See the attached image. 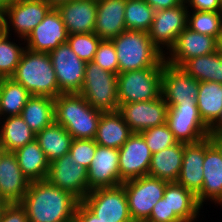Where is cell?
Masks as SVG:
<instances>
[{
	"mask_svg": "<svg viewBox=\"0 0 222 222\" xmlns=\"http://www.w3.org/2000/svg\"><path fill=\"white\" fill-rule=\"evenodd\" d=\"M7 204H8V203H7L5 200H3V199L0 198V218H1V215H2V212H3L4 208H5V206H6Z\"/></svg>",
	"mask_w": 222,
	"mask_h": 222,
	"instance_id": "cell-53",
	"label": "cell"
},
{
	"mask_svg": "<svg viewBox=\"0 0 222 222\" xmlns=\"http://www.w3.org/2000/svg\"><path fill=\"white\" fill-rule=\"evenodd\" d=\"M5 152H6V151H5L4 147L2 146V144H1V142H0V160H1V158H2V156H3V154H4Z\"/></svg>",
	"mask_w": 222,
	"mask_h": 222,
	"instance_id": "cell-54",
	"label": "cell"
},
{
	"mask_svg": "<svg viewBox=\"0 0 222 222\" xmlns=\"http://www.w3.org/2000/svg\"><path fill=\"white\" fill-rule=\"evenodd\" d=\"M181 68L199 82L212 81L222 84V55L218 50L187 60Z\"/></svg>",
	"mask_w": 222,
	"mask_h": 222,
	"instance_id": "cell-33",
	"label": "cell"
},
{
	"mask_svg": "<svg viewBox=\"0 0 222 222\" xmlns=\"http://www.w3.org/2000/svg\"><path fill=\"white\" fill-rule=\"evenodd\" d=\"M141 134L152 154L178 143L166 123L146 129Z\"/></svg>",
	"mask_w": 222,
	"mask_h": 222,
	"instance_id": "cell-39",
	"label": "cell"
},
{
	"mask_svg": "<svg viewBox=\"0 0 222 222\" xmlns=\"http://www.w3.org/2000/svg\"><path fill=\"white\" fill-rule=\"evenodd\" d=\"M203 176V187L196 195L198 204L203 207L210 200L222 206V157L213 145L205 151Z\"/></svg>",
	"mask_w": 222,
	"mask_h": 222,
	"instance_id": "cell-23",
	"label": "cell"
},
{
	"mask_svg": "<svg viewBox=\"0 0 222 222\" xmlns=\"http://www.w3.org/2000/svg\"><path fill=\"white\" fill-rule=\"evenodd\" d=\"M217 50L222 55V33L219 36L218 43H217Z\"/></svg>",
	"mask_w": 222,
	"mask_h": 222,
	"instance_id": "cell-52",
	"label": "cell"
},
{
	"mask_svg": "<svg viewBox=\"0 0 222 222\" xmlns=\"http://www.w3.org/2000/svg\"><path fill=\"white\" fill-rule=\"evenodd\" d=\"M146 222H183L174 211H170L167 200L163 197L153 207Z\"/></svg>",
	"mask_w": 222,
	"mask_h": 222,
	"instance_id": "cell-42",
	"label": "cell"
},
{
	"mask_svg": "<svg viewBox=\"0 0 222 222\" xmlns=\"http://www.w3.org/2000/svg\"><path fill=\"white\" fill-rule=\"evenodd\" d=\"M166 124L179 143H196L209 136L197 103H167Z\"/></svg>",
	"mask_w": 222,
	"mask_h": 222,
	"instance_id": "cell-8",
	"label": "cell"
},
{
	"mask_svg": "<svg viewBox=\"0 0 222 222\" xmlns=\"http://www.w3.org/2000/svg\"><path fill=\"white\" fill-rule=\"evenodd\" d=\"M131 134L132 131L118 110L102 112L94 141L101 146L119 149Z\"/></svg>",
	"mask_w": 222,
	"mask_h": 222,
	"instance_id": "cell-25",
	"label": "cell"
},
{
	"mask_svg": "<svg viewBox=\"0 0 222 222\" xmlns=\"http://www.w3.org/2000/svg\"><path fill=\"white\" fill-rule=\"evenodd\" d=\"M49 5H51L53 8H56L61 3H65L69 0H45Z\"/></svg>",
	"mask_w": 222,
	"mask_h": 222,
	"instance_id": "cell-50",
	"label": "cell"
},
{
	"mask_svg": "<svg viewBox=\"0 0 222 222\" xmlns=\"http://www.w3.org/2000/svg\"><path fill=\"white\" fill-rule=\"evenodd\" d=\"M126 0H98L94 33L102 40H111L126 30Z\"/></svg>",
	"mask_w": 222,
	"mask_h": 222,
	"instance_id": "cell-24",
	"label": "cell"
},
{
	"mask_svg": "<svg viewBox=\"0 0 222 222\" xmlns=\"http://www.w3.org/2000/svg\"><path fill=\"white\" fill-rule=\"evenodd\" d=\"M74 221L75 222H102L81 201L77 205Z\"/></svg>",
	"mask_w": 222,
	"mask_h": 222,
	"instance_id": "cell-45",
	"label": "cell"
},
{
	"mask_svg": "<svg viewBox=\"0 0 222 222\" xmlns=\"http://www.w3.org/2000/svg\"><path fill=\"white\" fill-rule=\"evenodd\" d=\"M20 116L35 134L39 133L55 122L54 98L31 95Z\"/></svg>",
	"mask_w": 222,
	"mask_h": 222,
	"instance_id": "cell-29",
	"label": "cell"
},
{
	"mask_svg": "<svg viewBox=\"0 0 222 222\" xmlns=\"http://www.w3.org/2000/svg\"><path fill=\"white\" fill-rule=\"evenodd\" d=\"M55 123L73 139H94L102 112L88 104L79 93H61L54 99Z\"/></svg>",
	"mask_w": 222,
	"mask_h": 222,
	"instance_id": "cell-2",
	"label": "cell"
},
{
	"mask_svg": "<svg viewBox=\"0 0 222 222\" xmlns=\"http://www.w3.org/2000/svg\"><path fill=\"white\" fill-rule=\"evenodd\" d=\"M152 153L141 133H132L119 148L120 185L148 175Z\"/></svg>",
	"mask_w": 222,
	"mask_h": 222,
	"instance_id": "cell-14",
	"label": "cell"
},
{
	"mask_svg": "<svg viewBox=\"0 0 222 222\" xmlns=\"http://www.w3.org/2000/svg\"><path fill=\"white\" fill-rule=\"evenodd\" d=\"M68 33L62 17L56 8H52L24 39L26 48L35 52L49 53L63 43H66Z\"/></svg>",
	"mask_w": 222,
	"mask_h": 222,
	"instance_id": "cell-17",
	"label": "cell"
},
{
	"mask_svg": "<svg viewBox=\"0 0 222 222\" xmlns=\"http://www.w3.org/2000/svg\"><path fill=\"white\" fill-rule=\"evenodd\" d=\"M168 105L162 96L151 101L121 104L118 111L132 133H141L146 129L166 123Z\"/></svg>",
	"mask_w": 222,
	"mask_h": 222,
	"instance_id": "cell-15",
	"label": "cell"
},
{
	"mask_svg": "<svg viewBox=\"0 0 222 222\" xmlns=\"http://www.w3.org/2000/svg\"><path fill=\"white\" fill-rule=\"evenodd\" d=\"M93 62L104 70L118 74L116 49L111 40L100 41Z\"/></svg>",
	"mask_w": 222,
	"mask_h": 222,
	"instance_id": "cell-40",
	"label": "cell"
},
{
	"mask_svg": "<svg viewBox=\"0 0 222 222\" xmlns=\"http://www.w3.org/2000/svg\"><path fill=\"white\" fill-rule=\"evenodd\" d=\"M184 2L188 11H221L220 0H184Z\"/></svg>",
	"mask_w": 222,
	"mask_h": 222,
	"instance_id": "cell-44",
	"label": "cell"
},
{
	"mask_svg": "<svg viewBox=\"0 0 222 222\" xmlns=\"http://www.w3.org/2000/svg\"><path fill=\"white\" fill-rule=\"evenodd\" d=\"M53 7L45 0H14L2 13L6 34L23 41Z\"/></svg>",
	"mask_w": 222,
	"mask_h": 222,
	"instance_id": "cell-10",
	"label": "cell"
},
{
	"mask_svg": "<svg viewBox=\"0 0 222 222\" xmlns=\"http://www.w3.org/2000/svg\"><path fill=\"white\" fill-rule=\"evenodd\" d=\"M97 145L94 139H73L69 154L71 157H74L77 164L79 163L88 169L93 160Z\"/></svg>",
	"mask_w": 222,
	"mask_h": 222,
	"instance_id": "cell-41",
	"label": "cell"
},
{
	"mask_svg": "<svg viewBox=\"0 0 222 222\" xmlns=\"http://www.w3.org/2000/svg\"><path fill=\"white\" fill-rule=\"evenodd\" d=\"M111 41L116 49L118 73L163 67L164 54L153 44L148 32L125 30Z\"/></svg>",
	"mask_w": 222,
	"mask_h": 222,
	"instance_id": "cell-3",
	"label": "cell"
},
{
	"mask_svg": "<svg viewBox=\"0 0 222 222\" xmlns=\"http://www.w3.org/2000/svg\"><path fill=\"white\" fill-rule=\"evenodd\" d=\"M101 40L95 33H75L68 35L67 42L81 60L91 62Z\"/></svg>",
	"mask_w": 222,
	"mask_h": 222,
	"instance_id": "cell-38",
	"label": "cell"
},
{
	"mask_svg": "<svg viewBox=\"0 0 222 222\" xmlns=\"http://www.w3.org/2000/svg\"><path fill=\"white\" fill-rule=\"evenodd\" d=\"M169 182L145 175L122 183L132 221L146 222Z\"/></svg>",
	"mask_w": 222,
	"mask_h": 222,
	"instance_id": "cell-7",
	"label": "cell"
},
{
	"mask_svg": "<svg viewBox=\"0 0 222 222\" xmlns=\"http://www.w3.org/2000/svg\"><path fill=\"white\" fill-rule=\"evenodd\" d=\"M199 81L181 67L164 62L161 77V96L166 103H197Z\"/></svg>",
	"mask_w": 222,
	"mask_h": 222,
	"instance_id": "cell-18",
	"label": "cell"
},
{
	"mask_svg": "<svg viewBox=\"0 0 222 222\" xmlns=\"http://www.w3.org/2000/svg\"><path fill=\"white\" fill-rule=\"evenodd\" d=\"M196 99L200 117L210 127L222 111V84L212 81L199 82Z\"/></svg>",
	"mask_w": 222,
	"mask_h": 222,
	"instance_id": "cell-32",
	"label": "cell"
},
{
	"mask_svg": "<svg viewBox=\"0 0 222 222\" xmlns=\"http://www.w3.org/2000/svg\"><path fill=\"white\" fill-rule=\"evenodd\" d=\"M30 181L23 175L13 152H5L0 160V198L7 203H20Z\"/></svg>",
	"mask_w": 222,
	"mask_h": 222,
	"instance_id": "cell-22",
	"label": "cell"
},
{
	"mask_svg": "<svg viewBox=\"0 0 222 222\" xmlns=\"http://www.w3.org/2000/svg\"><path fill=\"white\" fill-rule=\"evenodd\" d=\"M68 35L75 33H94L97 15V1L69 0L56 7Z\"/></svg>",
	"mask_w": 222,
	"mask_h": 222,
	"instance_id": "cell-21",
	"label": "cell"
},
{
	"mask_svg": "<svg viewBox=\"0 0 222 222\" xmlns=\"http://www.w3.org/2000/svg\"><path fill=\"white\" fill-rule=\"evenodd\" d=\"M11 36L4 34L0 38V77L11 78L20 62V58L25 46L22 47L15 42H11Z\"/></svg>",
	"mask_w": 222,
	"mask_h": 222,
	"instance_id": "cell-37",
	"label": "cell"
},
{
	"mask_svg": "<svg viewBox=\"0 0 222 222\" xmlns=\"http://www.w3.org/2000/svg\"><path fill=\"white\" fill-rule=\"evenodd\" d=\"M210 133L222 134V111L218 119L209 127Z\"/></svg>",
	"mask_w": 222,
	"mask_h": 222,
	"instance_id": "cell-48",
	"label": "cell"
},
{
	"mask_svg": "<svg viewBox=\"0 0 222 222\" xmlns=\"http://www.w3.org/2000/svg\"><path fill=\"white\" fill-rule=\"evenodd\" d=\"M117 75L102 69L93 61L87 62L79 94L93 108L101 112H115L119 109Z\"/></svg>",
	"mask_w": 222,
	"mask_h": 222,
	"instance_id": "cell-5",
	"label": "cell"
},
{
	"mask_svg": "<svg viewBox=\"0 0 222 222\" xmlns=\"http://www.w3.org/2000/svg\"><path fill=\"white\" fill-rule=\"evenodd\" d=\"M220 4H221V12H222V0H220Z\"/></svg>",
	"mask_w": 222,
	"mask_h": 222,
	"instance_id": "cell-55",
	"label": "cell"
},
{
	"mask_svg": "<svg viewBox=\"0 0 222 222\" xmlns=\"http://www.w3.org/2000/svg\"><path fill=\"white\" fill-rule=\"evenodd\" d=\"M31 94L12 78L0 81V114L2 118L21 114Z\"/></svg>",
	"mask_w": 222,
	"mask_h": 222,
	"instance_id": "cell-34",
	"label": "cell"
},
{
	"mask_svg": "<svg viewBox=\"0 0 222 222\" xmlns=\"http://www.w3.org/2000/svg\"><path fill=\"white\" fill-rule=\"evenodd\" d=\"M0 222H29L26 211L20 203H8L1 215Z\"/></svg>",
	"mask_w": 222,
	"mask_h": 222,
	"instance_id": "cell-43",
	"label": "cell"
},
{
	"mask_svg": "<svg viewBox=\"0 0 222 222\" xmlns=\"http://www.w3.org/2000/svg\"><path fill=\"white\" fill-rule=\"evenodd\" d=\"M211 145L209 137L196 143L184 144L182 166L176 183L190 190L195 196L203 187L204 156Z\"/></svg>",
	"mask_w": 222,
	"mask_h": 222,
	"instance_id": "cell-20",
	"label": "cell"
},
{
	"mask_svg": "<svg viewBox=\"0 0 222 222\" xmlns=\"http://www.w3.org/2000/svg\"><path fill=\"white\" fill-rule=\"evenodd\" d=\"M188 9L185 2L181 5L157 10L148 32L153 44L165 54L174 45L178 35L187 27Z\"/></svg>",
	"mask_w": 222,
	"mask_h": 222,
	"instance_id": "cell-12",
	"label": "cell"
},
{
	"mask_svg": "<svg viewBox=\"0 0 222 222\" xmlns=\"http://www.w3.org/2000/svg\"><path fill=\"white\" fill-rule=\"evenodd\" d=\"M155 10L145 0H126L124 19L126 30L149 32Z\"/></svg>",
	"mask_w": 222,
	"mask_h": 222,
	"instance_id": "cell-35",
	"label": "cell"
},
{
	"mask_svg": "<svg viewBox=\"0 0 222 222\" xmlns=\"http://www.w3.org/2000/svg\"><path fill=\"white\" fill-rule=\"evenodd\" d=\"M119 149L97 145L87 169L89 192L98 188L120 185Z\"/></svg>",
	"mask_w": 222,
	"mask_h": 222,
	"instance_id": "cell-19",
	"label": "cell"
},
{
	"mask_svg": "<svg viewBox=\"0 0 222 222\" xmlns=\"http://www.w3.org/2000/svg\"><path fill=\"white\" fill-rule=\"evenodd\" d=\"M50 183L73 194L79 201L89 193L87 169L65 154L49 164L46 178Z\"/></svg>",
	"mask_w": 222,
	"mask_h": 222,
	"instance_id": "cell-13",
	"label": "cell"
},
{
	"mask_svg": "<svg viewBox=\"0 0 222 222\" xmlns=\"http://www.w3.org/2000/svg\"><path fill=\"white\" fill-rule=\"evenodd\" d=\"M11 78L23 85L31 95L54 99L59 95V86L49 53L25 48Z\"/></svg>",
	"mask_w": 222,
	"mask_h": 222,
	"instance_id": "cell-4",
	"label": "cell"
},
{
	"mask_svg": "<svg viewBox=\"0 0 222 222\" xmlns=\"http://www.w3.org/2000/svg\"><path fill=\"white\" fill-rule=\"evenodd\" d=\"M80 201L47 179L30 182L20 204L29 222H72Z\"/></svg>",
	"mask_w": 222,
	"mask_h": 222,
	"instance_id": "cell-1",
	"label": "cell"
},
{
	"mask_svg": "<svg viewBox=\"0 0 222 222\" xmlns=\"http://www.w3.org/2000/svg\"><path fill=\"white\" fill-rule=\"evenodd\" d=\"M13 153L23 175L30 182L47 178L50 162L36 140L18 148Z\"/></svg>",
	"mask_w": 222,
	"mask_h": 222,
	"instance_id": "cell-27",
	"label": "cell"
},
{
	"mask_svg": "<svg viewBox=\"0 0 222 222\" xmlns=\"http://www.w3.org/2000/svg\"><path fill=\"white\" fill-rule=\"evenodd\" d=\"M187 27L218 41L222 33V12L188 11Z\"/></svg>",
	"mask_w": 222,
	"mask_h": 222,
	"instance_id": "cell-36",
	"label": "cell"
},
{
	"mask_svg": "<svg viewBox=\"0 0 222 222\" xmlns=\"http://www.w3.org/2000/svg\"><path fill=\"white\" fill-rule=\"evenodd\" d=\"M184 143H177L159 152L152 154L148 175L165 180L176 182L183 161Z\"/></svg>",
	"mask_w": 222,
	"mask_h": 222,
	"instance_id": "cell-26",
	"label": "cell"
},
{
	"mask_svg": "<svg viewBox=\"0 0 222 222\" xmlns=\"http://www.w3.org/2000/svg\"><path fill=\"white\" fill-rule=\"evenodd\" d=\"M218 41L211 36L192 31L186 27L176 38L174 45L164 54L170 65L181 67L187 60L217 51ZM169 53V54H168Z\"/></svg>",
	"mask_w": 222,
	"mask_h": 222,
	"instance_id": "cell-16",
	"label": "cell"
},
{
	"mask_svg": "<svg viewBox=\"0 0 222 222\" xmlns=\"http://www.w3.org/2000/svg\"><path fill=\"white\" fill-rule=\"evenodd\" d=\"M35 140L49 162L69 153L73 137L60 124L53 123L36 134Z\"/></svg>",
	"mask_w": 222,
	"mask_h": 222,
	"instance_id": "cell-30",
	"label": "cell"
},
{
	"mask_svg": "<svg viewBox=\"0 0 222 222\" xmlns=\"http://www.w3.org/2000/svg\"><path fill=\"white\" fill-rule=\"evenodd\" d=\"M14 0H0V14L13 2Z\"/></svg>",
	"mask_w": 222,
	"mask_h": 222,
	"instance_id": "cell-49",
	"label": "cell"
},
{
	"mask_svg": "<svg viewBox=\"0 0 222 222\" xmlns=\"http://www.w3.org/2000/svg\"><path fill=\"white\" fill-rule=\"evenodd\" d=\"M162 67L118 73V103L151 101L161 96Z\"/></svg>",
	"mask_w": 222,
	"mask_h": 222,
	"instance_id": "cell-6",
	"label": "cell"
},
{
	"mask_svg": "<svg viewBox=\"0 0 222 222\" xmlns=\"http://www.w3.org/2000/svg\"><path fill=\"white\" fill-rule=\"evenodd\" d=\"M5 26L3 23L2 15L0 14V38L5 34Z\"/></svg>",
	"mask_w": 222,
	"mask_h": 222,
	"instance_id": "cell-51",
	"label": "cell"
},
{
	"mask_svg": "<svg viewBox=\"0 0 222 222\" xmlns=\"http://www.w3.org/2000/svg\"><path fill=\"white\" fill-rule=\"evenodd\" d=\"M2 119L0 122V142L6 152H14L35 140L36 134L20 115Z\"/></svg>",
	"mask_w": 222,
	"mask_h": 222,
	"instance_id": "cell-31",
	"label": "cell"
},
{
	"mask_svg": "<svg viewBox=\"0 0 222 222\" xmlns=\"http://www.w3.org/2000/svg\"><path fill=\"white\" fill-rule=\"evenodd\" d=\"M102 222H131L123 185L91 190L81 201Z\"/></svg>",
	"mask_w": 222,
	"mask_h": 222,
	"instance_id": "cell-9",
	"label": "cell"
},
{
	"mask_svg": "<svg viewBox=\"0 0 222 222\" xmlns=\"http://www.w3.org/2000/svg\"><path fill=\"white\" fill-rule=\"evenodd\" d=\"M61 93H79L83 86L87 62L81 60L68 42L49 52Z\"/></svg>",
	"mask_w": 222,
	"mask_h": 222,
	"instance_id": "cell-11",
	"label": "cell"
},
{
	"mask_svg": "<svg viewBox=\"0 0 222 222\" xmlns=\"http://www.w3.org/2000/svg\"><path fill=\"white\" fill-rule=\"evenodd\" d=\"M163 197L168 202L170 211L183 222H195L199 217L200 210L203 209L197 202L196 196L176 182L167 184Z\"/></svg>",
	"mask_w": 222,
	"mask_h": 222,
	"instance_id": "cell-28",
	"label": "cell"
},
{
	"mask_svg": "<svg viewBox=\"0 0 222 222\" xmlns=\"http://www.w3.org/2000/svg\"><path fill=\"white\" fill-rule=\"evenodd\" d=\"M211 144L219 151L222 157V134H209Z\"/></svg>",
	"mask_w": 222,
	"mask_h": 222,
	"instance_id": "cell-47",
	"label": "cell"
},
{
	"mask_svg": "<svg viewBox=\"0 0 222 222\" xmlns=\"http://www.w3.org/2000/svg\"><path fill=\"white\" fill-rule=\"evenodd\" d=\"M155 11L181 5L184 0H145Z\"/></svg>",
	"mask_w": 222,
	"mask_h": 222,
	"instance_id": "cell-46",
	"label": "cell"
}]
</instances>
